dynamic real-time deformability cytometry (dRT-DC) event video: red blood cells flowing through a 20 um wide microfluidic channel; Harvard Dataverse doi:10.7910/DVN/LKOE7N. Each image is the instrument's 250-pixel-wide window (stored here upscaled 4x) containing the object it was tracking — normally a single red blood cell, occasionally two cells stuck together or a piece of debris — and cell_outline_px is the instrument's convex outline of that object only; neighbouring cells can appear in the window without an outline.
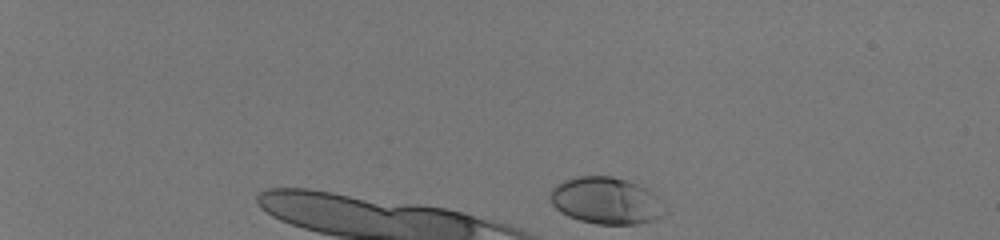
{"species": "human", "species_latin": "Homo sapiens", "temperature_condition": "room temperature", "stored_images_in_passage": 43, "camera_frame_rate_fps": 3000, "um_per_image_px": 0.085, "donor": {"sex": "male"}, "frame": {"image": 1, "passage_image": 1, "time_ms": 0.0, "image_size_px": [1000, 240], "cell_outline_px": [[668, 212], [656, 220], [636, 224], [596, 224], [580, 220], [568, 216], [560, 212], [552, 204], [548, 196], [552, 188], [556, 184], [564, 180], [576, 176], [612, 176], [648, 188], [664, 204]], "centroid_in_image_um": [51.53, 17.06], "position_along_channel_um": 33.5, "area_um2": 31.62}}
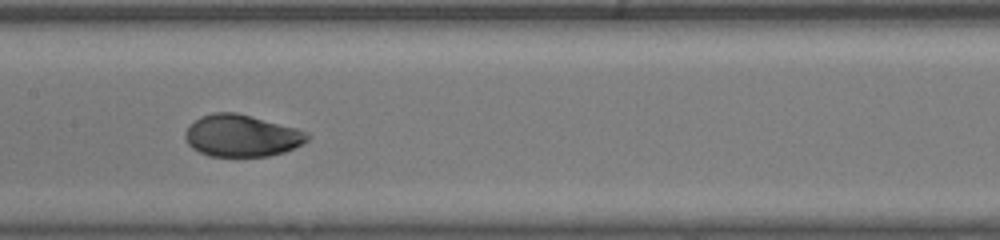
{"frame": {"image": 2, "passage_image": 22, "time_ms": 7.0, "image_size_px": [1000, 240], "cell_outline_px": [[312, 136], [308, 140], [284, 152], [268, 156], [208, 156], [192, 148], [188, 144], [184, 136], [184, 132], [200, 116], [212, 112], [236, 112], [296, 128], [308, 132]], "centroid_in_image_um": [20.53, 11.53], "position_along_channel_um": 186.9, "area_um2": 29.77}}
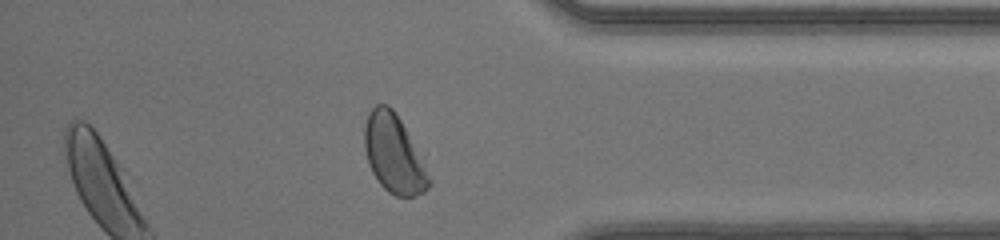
{"frame": {"image": 3, "passage_image": 38, "time_ms": 12.333, "image_size_px": [1000, 240], "cell_outline_px": [[432, 184], [424, 192], [416, 196], [396, 196], [388, 192], [380, 184], [372, 172], [368, 164], [364, 148], [364, 124], [368, 112], [376, 104], [388, 104], [392, 108], [400, 120], [432, 180]], "centroid_in_image_um": [33.44, 13.1], "position_along_channel_um": 401.8, "area_um2": 29.13}, "authors_computed_cell_mechanics": {"area_um2": 30.2294, "velocity_mm_per_s": 4.1705, "shape_relaxation_time_tau1_ms": 2.3581, "shape_relaxation_time_tau2_ms": null, "deformation_change_tau1": 0.1469, "deformation_change_tau2": null}}